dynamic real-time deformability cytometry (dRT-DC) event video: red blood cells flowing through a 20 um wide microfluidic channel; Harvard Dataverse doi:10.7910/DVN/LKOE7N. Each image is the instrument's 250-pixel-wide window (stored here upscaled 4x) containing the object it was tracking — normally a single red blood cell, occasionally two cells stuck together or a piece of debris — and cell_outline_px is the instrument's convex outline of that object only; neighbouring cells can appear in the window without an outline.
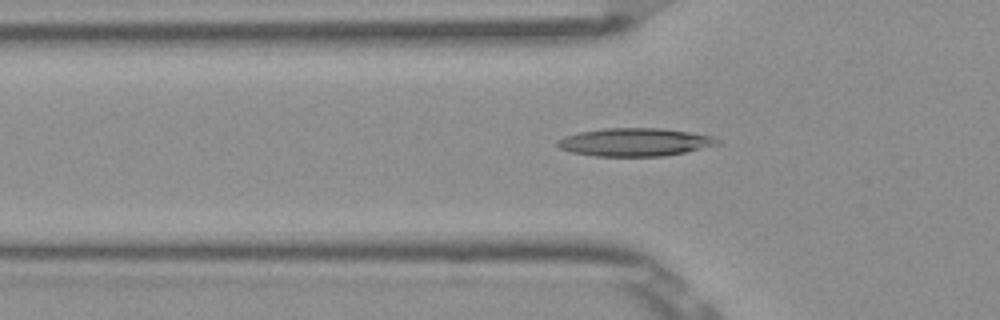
{"species": "Egyptian fruit bat (a non-hibernating species)", "species_latin": "Rousettus aegyptiacus", "temperature_condition": "room temperature", "stored_images_in_passage": 45, "camera_frame_rate_fps": 3000, "um_per_image_px": 0.085, "frame": {"image": 1, "passage_image": 17, "time_ms": 5.333, "image_size_px": [1000, 320], "cell_outline_px": [[720, 144], [684, 152], [664, 156], [596, 156], [572, 152], [560, 148], [556, 144], [556, 140], [564, 136], [580, 132], [604, 128], [660, 128], [688, 132], [712, 136], [720, 140]], "centroid_in_image_um": [53.94, 12.08], "position_along_channel_um": 71.9, "area_um2": 26.01}}
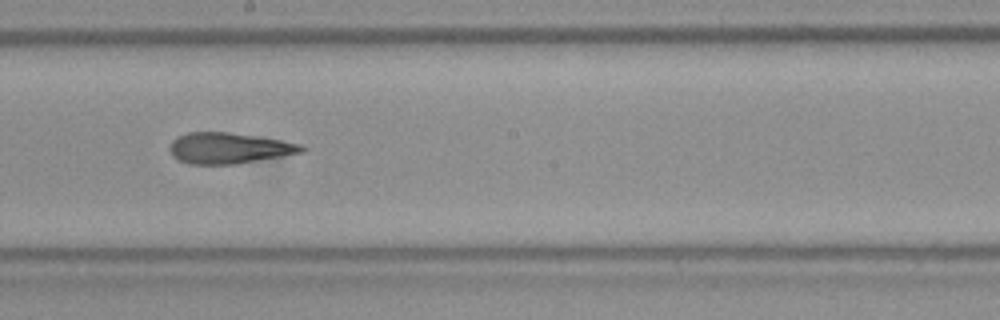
{"frame": {"image": 2, "passage_image": 29, "time_ms": 9.333, "image_size_px": [1000, 320], "cell_outline_px": [[308, 148], [304, 152], [236, 164], [188, 164], [172, 156], [168, 148], [172, 140], [176, 136], [188, 132], [228, 132], [280, 140], [300, 144]], "centroid_in_image_um": [19.42, 12.59], "position_along_channel_um": 228.8, "area_um2": 23.76}}
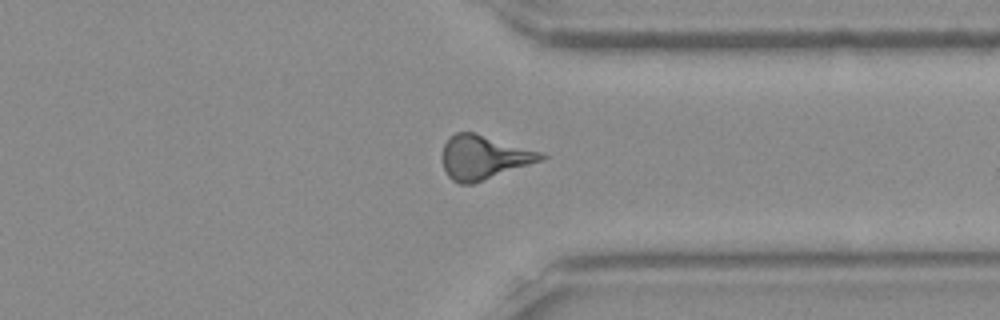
{"frame": {"image": 3, "passage_image": 40, "time_ms": 13.0, "image_size_px": [1000, 320], "cell_outline_px": [[548, 156], [544, 160], [472, 184], [460, 184], [452, 180], [448, 176], [444, 168], [444, 144], [448, 136], [456, 132], [472, 132], [540, 152]], "centroid_in_image_um": [41.11, 13.38], "position_along_channel_um": 370.3, "area_um2": 24.91}}